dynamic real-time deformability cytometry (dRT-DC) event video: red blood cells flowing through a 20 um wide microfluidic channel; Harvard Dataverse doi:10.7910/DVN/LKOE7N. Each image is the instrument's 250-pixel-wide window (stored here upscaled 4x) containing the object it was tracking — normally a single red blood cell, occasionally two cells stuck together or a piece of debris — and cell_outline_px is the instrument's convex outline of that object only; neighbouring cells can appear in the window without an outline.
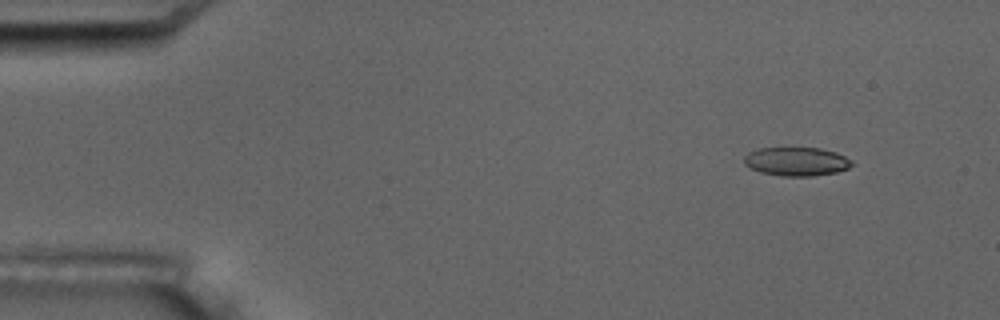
{"species": "common noctule bat (a hibernating species)", "species_latin": "Nyctalus noctula", "temperature_condition": "room temperature", "stored_images_in_passage": 5, "camera_frame_rate_fps": 3000, "um_per_image_px": 0.085, "animal": {"sex": "male", "body_mass_g": 17.5, "forearm_length_mm": 52.3}, "frame": {"image": 1, "passage_image": 2, "time_ms": 1.0, "image_size_px": [1000, 320], "cell_outline_px": [[852, 164], [848, 168], [836, 172], [812, 176], [780, 176], [760, 172], [744, 164], [744, 156], [748, 152], [760, 148], [820, 148], [836, 152], [852, 160]], "centroid_in_image_um": [67.69, 13.73], "position_along_channel_um": 17.3, "area_um2": 17.98}}
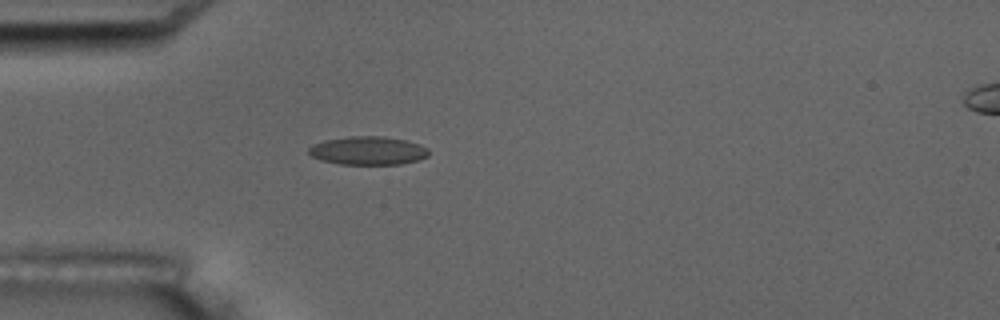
{"frame": {"image": 2, "passage_image": 5, "time_ms": 4.667, "image_size_px": [1000, 320], "cell_outline_px": [[428, 156], [416, 160], [400, 164], [340, 164], [320, 160], [312, 156], [308, 152], [308, 148], [312, 144], [324, 140], [348, 136], [384, 136], [404, 140], [420, 144], [428, 148]], "centroid_in_image_um": [31.25, 12.79], "position_along_channel_um": 53.8, "area_um2": 19.88}}